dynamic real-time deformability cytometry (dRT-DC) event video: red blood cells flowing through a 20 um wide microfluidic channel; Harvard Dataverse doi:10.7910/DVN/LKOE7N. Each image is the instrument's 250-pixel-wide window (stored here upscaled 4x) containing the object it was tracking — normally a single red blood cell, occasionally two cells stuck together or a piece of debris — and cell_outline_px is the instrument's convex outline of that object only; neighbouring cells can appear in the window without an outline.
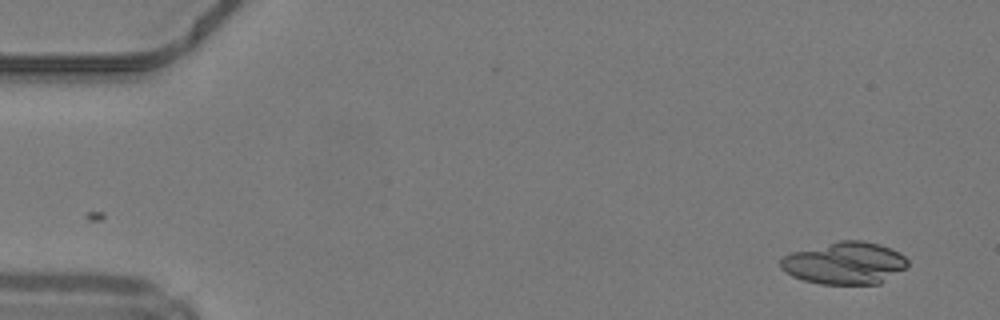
{"species": "common noctule bat (a hibernating species)", "species_latin": "Nyctalus noctula", "temperature_condition": "warm", "stored_images_in_passage": 19, "camera_frame_rate_fps": 3000, "um_per_image_px": 0.085, "animal": {"sex": "male", "body_mass_g": 19.2, "forearm_length_mm": 51.8}, "frame": {"image": 1, "passage_image": 1, "time_ms": 0.0, "image_size_px": [1000, 320], "cell_outline_px": [[908, 264], [904, 268], [880, 284], [820, 284], [804, 280], [792, 276], [780, 268], [780, 260], [784, 256], [792, 252], [840, 240], [864, 240], [880, 244], [900, 252], [908, 260]], "centroid_in_image_um": [71.8, 22.36], "position_along_channel_um": 13.2, "area_um2": 31.27}}